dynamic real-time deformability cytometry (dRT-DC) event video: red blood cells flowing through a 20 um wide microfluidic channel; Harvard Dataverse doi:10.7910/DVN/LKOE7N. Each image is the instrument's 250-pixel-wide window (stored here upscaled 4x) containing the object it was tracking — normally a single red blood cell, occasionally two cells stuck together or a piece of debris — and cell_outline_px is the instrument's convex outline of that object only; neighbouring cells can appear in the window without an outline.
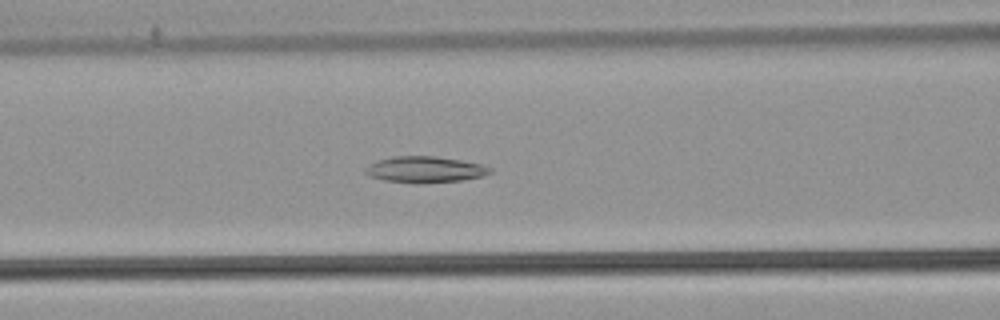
{"species": "common noctule bat (a hibernating species)", "species_latin": "Nyctalus noctula", "temperature_condition": "warm", "stored_images_in_passage": 55, "camera_frame_rate_fps": 3000, "um_per_image_px": 0.085, "animal": {"sex": "male", "body_mass_g": 21.5, "forearm_length_mm": 52.0}, "frame": {"image": 1, "passage_image": 23, "time_ms": 7.333, "image_size_px": [1000, 320], "cell_outline_px": [[492, 172], [484, 176], [464, 180], [420, 184], [384, 180], [368, 176], [364, 172], [376, 160], [396, 156], [436, 156], [460, 160], [480, 164], [492, 168]], "centroid_in_image_um": [36.16, 14.42], "position_along_channel_um": 130.4, "area_um2": 19.07}}
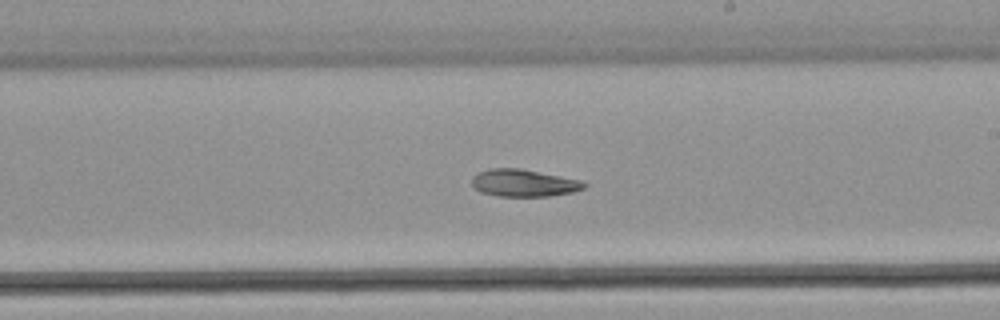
{"frame": {"image": 2, "passage_image": 32, "time_ms": 10.333, "image_size_px": [1000, 320], "cell_outline_px": [[588, 184], [584, 188], [572, 192], [548, 196], [496, 196], [480, 192], [472, 184], [472, 176], [476, 172], [488, 168], [520, 168], [580, 180]], "centroid_in_image_um": [44.47, 15.54], "position_along_channel_um": 244.5, "area_um2": 17.86}}
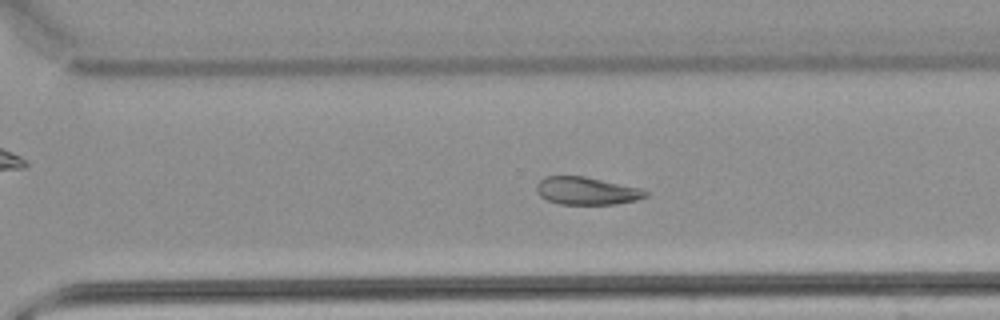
{"frame": {"image": 3, "passage_image": 38, "time_ms": 12.333, "image_size_px": [1000, 320], "cell_outline_px": [[648, 196], [636, 200], [616, 204], [560, 204], [548, 200], [540, 196], [536, 188], [536, 184], [544, 176], [584, 176], [640, 188], [648, 192]], "centroid_in_image_um": [49.86, 16.22], "position_along_channel_um": 320.7, "area_um2": 17.51}}